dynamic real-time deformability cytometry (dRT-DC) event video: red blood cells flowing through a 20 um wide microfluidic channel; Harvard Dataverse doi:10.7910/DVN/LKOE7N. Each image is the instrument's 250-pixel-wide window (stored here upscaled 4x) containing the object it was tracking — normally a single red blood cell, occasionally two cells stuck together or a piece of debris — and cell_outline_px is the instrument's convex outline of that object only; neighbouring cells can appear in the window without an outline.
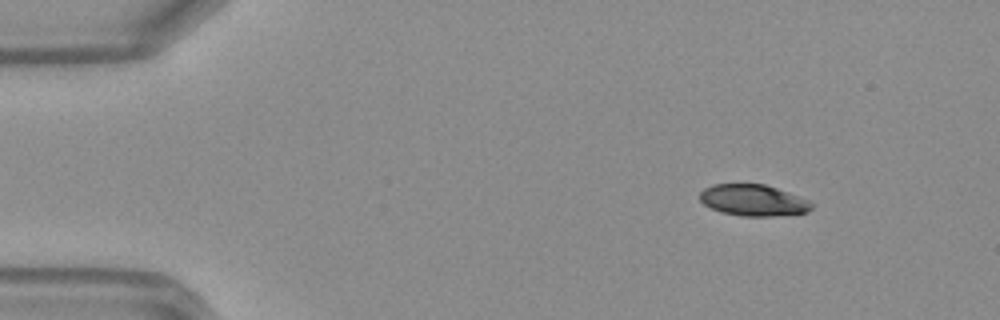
{"species": "Egyptian fruit bat (a non-hibernating species)", "species_latin": "Rousettus aegyptiacus", "temperature_condition": "warm", "stored_images_in_passage": 43, "camera_frame_rate_fps": 3000, "um_per_image_px": 0.085, "frame": {"image": 1, "passage_image": 1, "time_ms": 0.0, "image_size_px": [1000, 320], "cell_outline_px": [[812, 208], [808, 212], [772, 216], [740, 216], [720, 212], [704, 204], [700, 200], [700, 192], [704, 188], [712, 184], [764, 184], [788, 192], [808, 200], [812, 204]], "centroid_in_image_um": [64.0, 17.02], "position_along_channel_um": 21.0, "area_um2": 20.35}}
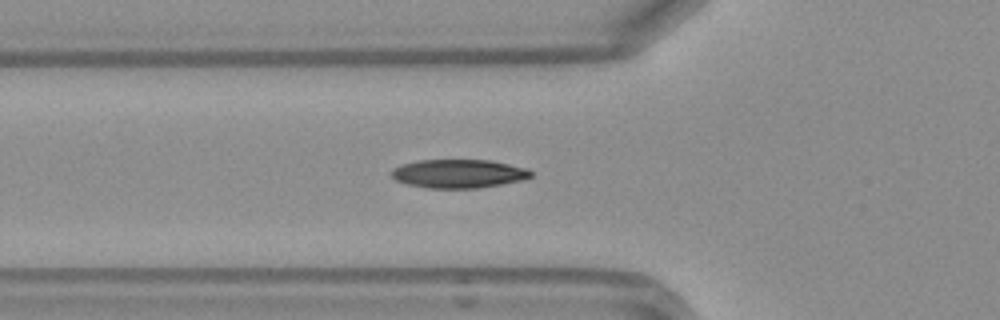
{"frame": {"image": 2, "passage_image": 12, "time_ms": 3.667, "image_size_px": [1000, 320], "cell_outline_px": [[532, 176], [524, 180], [476, 188], [428, 188], [408, 184], [396, 180], [392, 176], [392, 168], [400, 164], [420, 160], [492, 160], [528, 168], [532, 172]], "centroid_in_image_um": [39.0, 14.75], "position_along_channel_um": 86.8, "area_um2": 23.29}}
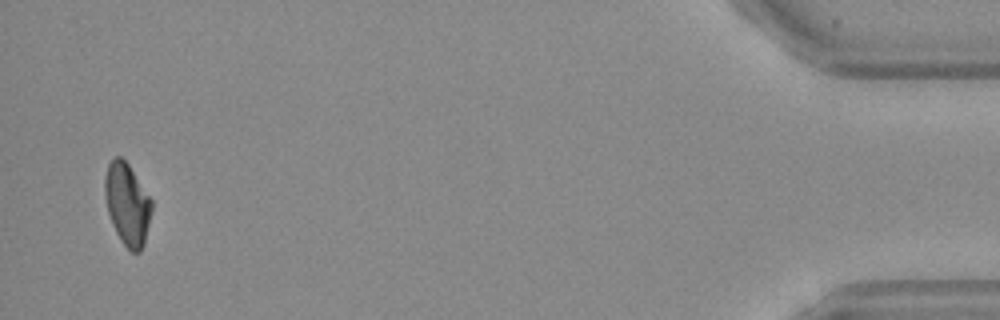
{"frame": {"image": 3, "passage_image": 42, "time_ms": 13.667, "image_size_px": [1000, 320], "cell_outline_px": [[152, 208], [144, 244], [140, 252], [132, 252], [120, 240], [112, 224], [108, 212], [104, 196], [104, 176], [108, 164], [116, 156], [120, 156], [128, 164], [152, 200]], "centroid_in_image_um": [10.8, 17.35], "position_along_channel_um": 424.4, "area_um2": 22.25}, "authors_computed_cell_mechanics": {"area_um2": 23.0044, "velocity_mm_per_s": 4.1964, "shape_relaxation_time_tau1_ms": 4.6018, "shape_relaxation_time_tau2_ms": 2.8804, "deformation_change_tau1": 0.1593, "deformation_change_tau2": 0.0732}}